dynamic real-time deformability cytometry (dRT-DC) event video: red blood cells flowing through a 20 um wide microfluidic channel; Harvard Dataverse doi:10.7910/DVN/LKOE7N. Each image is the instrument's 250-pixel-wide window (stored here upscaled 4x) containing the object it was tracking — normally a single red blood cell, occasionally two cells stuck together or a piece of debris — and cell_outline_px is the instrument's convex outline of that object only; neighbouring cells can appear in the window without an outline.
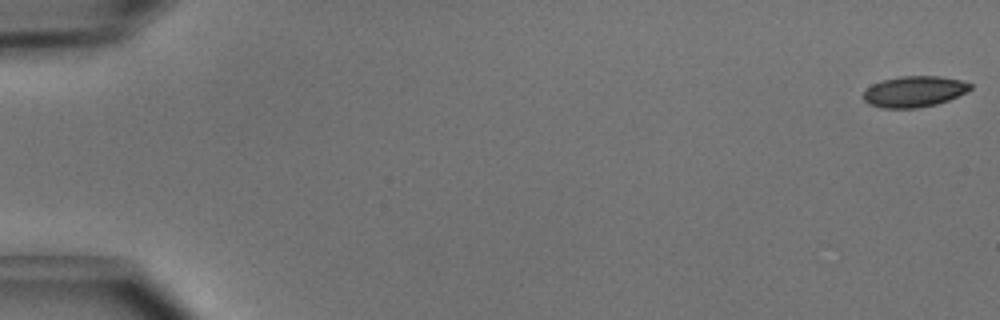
{"species": "common noctule bat (a hibernating species)", "species_latin": "Nyctalus noctula", "temperature_condition": "cold", "stored_images_in_passage": 3, "camera_frame_rate_fps": 3000, "um_per_image_px": 0.085, "animal": {"sex": "male", "body_mass_g": 15.6}, "frame": {"image": 1, "passage_image": 1, "time_ms": 0.0, "image_size_px": [1000, 320], "cell_outline_px": [[972, 88], [968, 92], [948, 100], [936, 104], [920, 108], [880, 108], [868, 104], [860, 96], [872, 84], [880, 80], [900, 76], [940, 76], [960, 80], [972, 84]], "centroid_in_image_um": [77.68, 7.78], "position_along_channel_um": 7.3, "area_um2": 19.59}}